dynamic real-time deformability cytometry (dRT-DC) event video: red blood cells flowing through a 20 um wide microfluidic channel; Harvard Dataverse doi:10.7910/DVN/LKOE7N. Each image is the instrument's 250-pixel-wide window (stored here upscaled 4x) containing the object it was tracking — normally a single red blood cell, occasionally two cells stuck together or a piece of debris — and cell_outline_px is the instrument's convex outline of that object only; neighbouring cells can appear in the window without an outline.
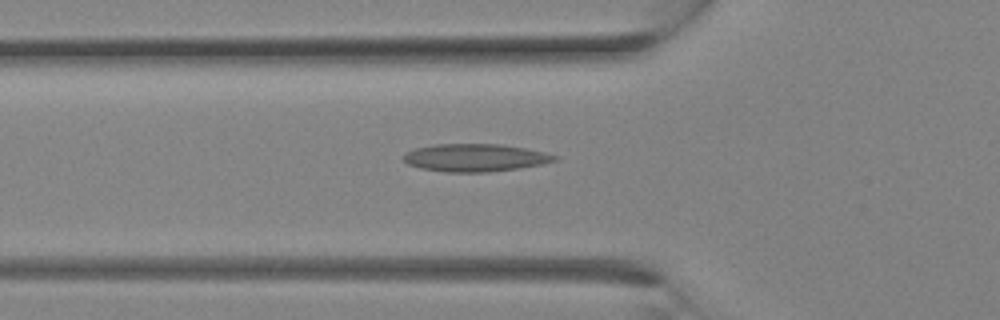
{"species": "Egyptian fruit bat (a non-hibernating species)", "species_latin": "Rousettus aegyptiacus", "temperature_condition": "room temperature", "stored_images_in_passage": 16, "camera_frame_rate_fps": 3000, "um_per_image_px": 0.085, "animal": {"sex": "female"}, "frame": {"image": 1, "passage_image": 10, "time_ms": 3.0, "image_size_px": [1000, 320], "cell_outline_px": [[560, 156], [556, 160], [540, 164], [520, 168], [488, 172], [444, 172], [420, 168], [408, 164], [400, 156], [404, 152], [416, 148], [436, 144], [500, 144], [524, 148], [544, 152]], "centroid_in_image_um": [40.34, 13.4], "position_along_channel_um": 85.5, "area_um2": 24.45}}
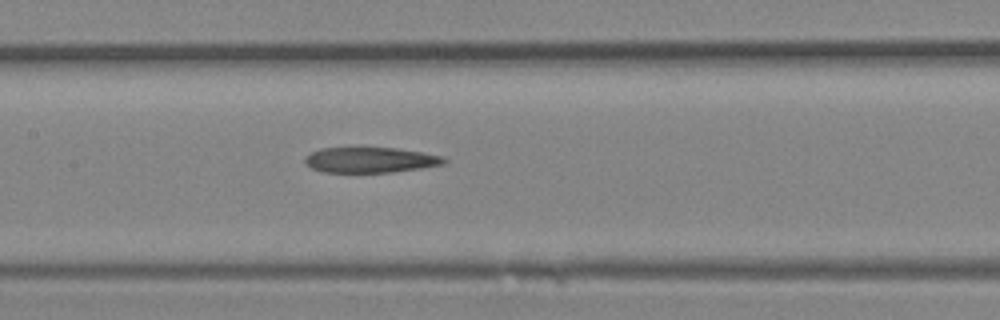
{"frame": {"image": 2, "passage_image": 14, "time_ms": 4.333, "image_size_px": [1000, 320], "cell_outline_px": [[448, 164], [396, 172], [324, 172], [312, 168], [304, 160], [304, 156], [320, 148], [396, 148], [444, 156], [448, 160]], "centroid_in_image_um": [31.54, 13.6], "position_along_channel_um": 175.9, "area_um2": 20.69}}
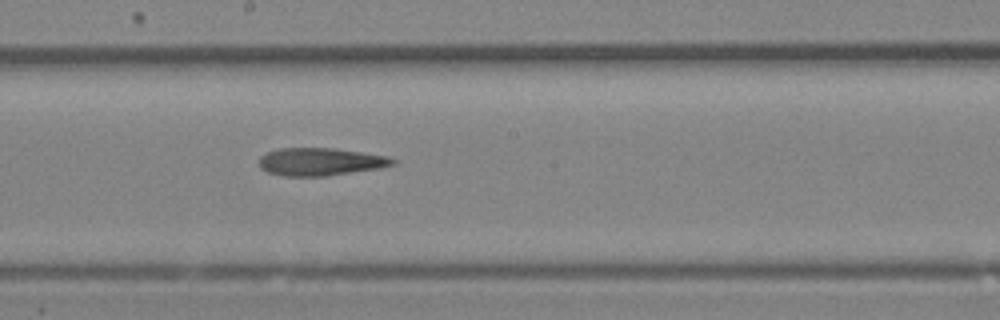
{"frame": {"image": 3, "passage_image": 16, "time_ms": 5.0, "image_size_px": [1000, 320], "cell_outline_px": [[396, 164], [380, 168], [328, 176], [284, 176], [268, 172], [260, 168], [260, 156], [268, 152], [280, 148], [332, 148], [388, 156], [396, 160]], "centroid_in_image_um": [27.25, 13.75], "position_along_channel_um": 220.9, "area_um2": 21.56}}